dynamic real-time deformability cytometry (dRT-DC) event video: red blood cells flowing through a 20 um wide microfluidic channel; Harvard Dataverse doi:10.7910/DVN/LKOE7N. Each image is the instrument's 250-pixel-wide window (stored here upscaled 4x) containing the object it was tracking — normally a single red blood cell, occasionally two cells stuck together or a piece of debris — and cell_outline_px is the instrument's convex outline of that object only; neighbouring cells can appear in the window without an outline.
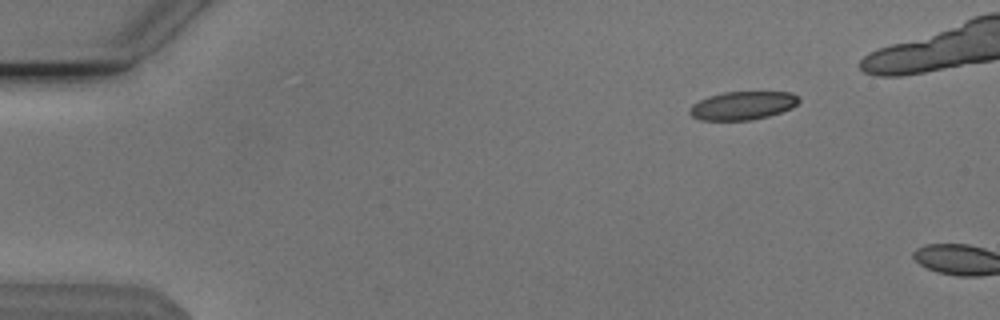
{"species": "Egyptian fruit bat (a non-hibernating species)", "species_latin": "Rousettus aegyptiacus", "temperature_condition": "cold", "stored_images_in_passage": 3, "camera_frame_rate_fps": 3000, "um_per_image_px": 0.085, "animal": {"sex": "male"}, "frame": {"image": 1, "passage_image": 1, "time_ms": 0.0, "image_size_px": [1000, 320], "cell_outline_px": [[800, 100], [792, 108], [768, 116], [752, 120], [700, 120], [692, 116], [688, 112], [688, 108], [692, 104], [708, 96], [724, 92], [792, 92], [800, 96]], "centroid_in_image_um": [63.12, 8.97], "position_along_channel_um": 21.9, "area_um2": 18.15}}